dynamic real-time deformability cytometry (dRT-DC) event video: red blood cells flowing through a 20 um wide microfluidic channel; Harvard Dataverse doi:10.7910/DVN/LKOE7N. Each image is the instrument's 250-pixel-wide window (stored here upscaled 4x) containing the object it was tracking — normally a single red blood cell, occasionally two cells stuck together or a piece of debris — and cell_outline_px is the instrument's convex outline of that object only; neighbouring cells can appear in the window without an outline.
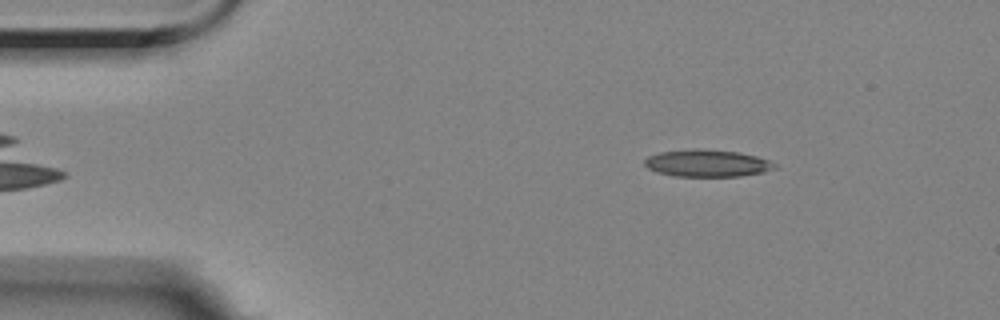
{"species": "Egyptian fruit bat (a non-hibernating species)", "species_latin": "Rousettus aegyptiacus", "temperature_condition": "room temperature", "stored_images_in_passage": 50, "camera_frame_rate_fps": 3000, "um_per_image_px": 0.085, "animal": {"sex": "female"}, "frame": {"image": 1, "passage_image": 2, "time_ms": 0.333, "image_size_px": [1000, 320], "cell_outline_px": [[776, 168], [764, 172], [740, 176], [676, 176], [656, 172], [648, 168], [644, 164], [644, 160], [648, 156], [660, 152], [736, 152], [756, 156], [768, 160], [776, 164]], "centroid_in_image_um": [60.14, 13.93], "position_along_channel_um": 24.9, "area_um2": 19.36}}
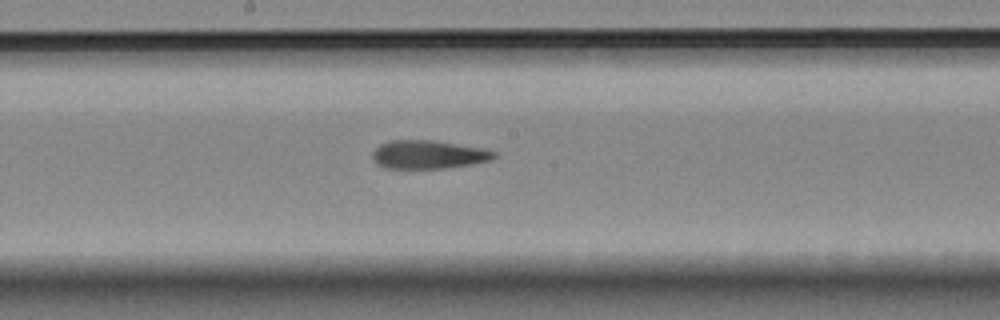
{"frame": {"image": 2, "passage_image": 23, "time_ms": 7.333, "image_size_px": [1000, 320], "cell_outline_px": [[496, 156], [488, 160], [472, 164], [444, 168], [384, 168], [376, 164], [372, 156], [372, 152], [380, 144], [388, 140], [432, 140], [484, 148], [496, 152]], "centroid_in_image_um": [36.37, 13.13], "position_along_channel_um": 211.8, "area_um2": 20.11}}
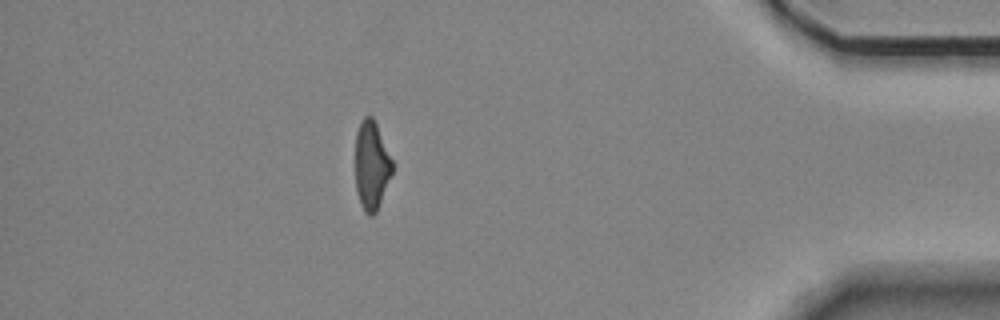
{"frame": {"image": 3, "passage_image": 43, "time_ms": 14.0, "image_size_px": [1000, 320], "cell_outline_px": [[392, 172], [376, 212], [372, 216], [368, 216], [364, 212], [360, 204], [356, 192], [356, 132], [364, 116], [372, 116], [376, 124], [392, 160]], "centroid_in_image_um": [31.56, 14.09], "position_along_channel_um": 403.6, "area_um2": 18.79}, "authors_computed_cell_mechanics": {"area_um2": 20.6635, "velocity_mm_per_s": 3.5379, "shape_relaxation_time_tau1_ms": 11.2159, "shape_relaxation_time_tau2_ms": 3.8344, "deformation_change_tau1": 0.2654, "deformation_change_tau2": 0.1551}}